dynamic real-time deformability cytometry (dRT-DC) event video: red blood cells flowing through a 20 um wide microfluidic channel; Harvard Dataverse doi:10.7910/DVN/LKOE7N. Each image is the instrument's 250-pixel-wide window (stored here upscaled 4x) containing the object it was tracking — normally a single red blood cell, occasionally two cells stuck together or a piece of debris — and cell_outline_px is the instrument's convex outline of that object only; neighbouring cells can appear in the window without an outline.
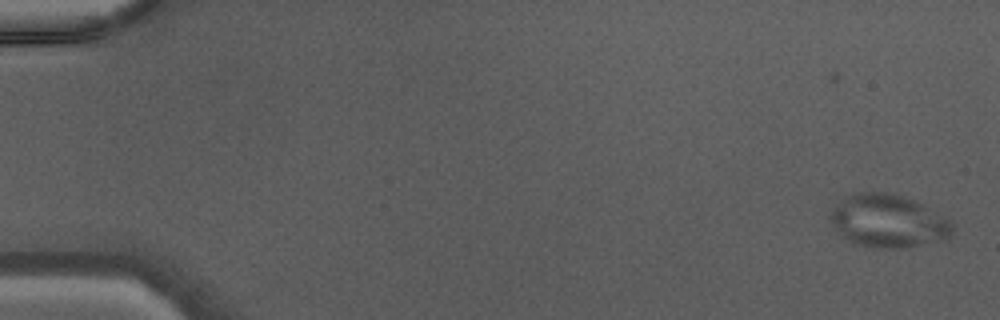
{"species": "Egyptian fruit bat (a non-hibernating species)", "species_latin": "Rousettus aegyptiacus", "temperature_condition": "warm", "stored_images_in_passage": 47, "camera_frame_rate_fps": 3000, "um_per_image_px": 0.085, "animal": {"sex": "male"}, "frame": {"image": 1, "passage_image": 2, "time_ms": 0.333, "image_size_px": [1000, 320], "cell_outline_px": [[952, 236], [948, 240], [904, 248], [876, 248], [860, 244], [848, 240], [828, 220], [828, 216], [852, 192], [884, 192], [916, 200], [948, 220], [952, 224]], "centroid_in_image_um": [75.54, 18.81], "position_along_channel_um": 9.5, "area_um2": 37.22}}
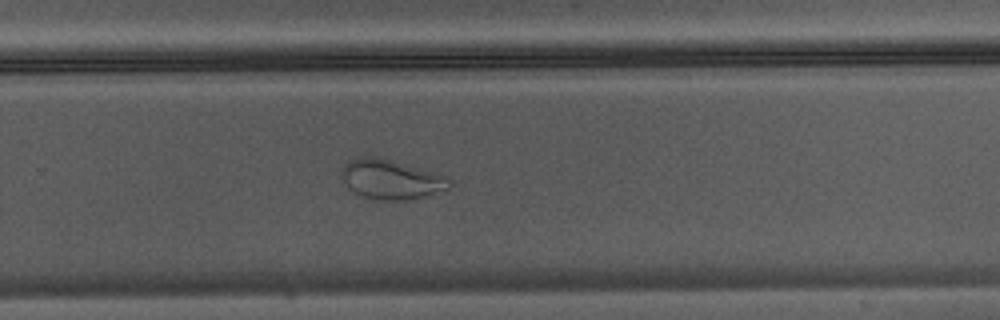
{"frame": {"image": 2, "passage_image": 32, "time_ms": 10.333, "image_size_px": [1000, 320], "cell_outline_px": [[452, 188], [412, 200], [376, 200], [364, 196], [348, 188], [340, 172], [344, 164], [348, 160], [360, 156], [376, 156], [392, 160], [448, 176], [452, 180]], "centroid_in_image_um": [33.28, 15.24], "position_along_channel_um": 296.5, "area_um2": 25.2}}
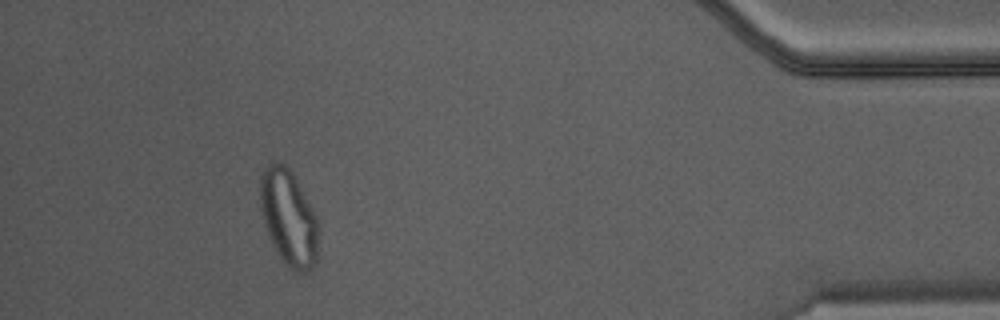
{"frame": {"image": 3, "passage_image": 43, "time_ms": 14.0, "image_size_px": [1000, 320], "cell_outline_px": [[316, 264], [308, 272], [296, 272], [288, 268], [272, 244], [264, 224], [260, 208], [260, 176], [268, 164], [272, 160], [280, 160], [292, 172], [316, 216]], "centroid_in_image_um": [24.49, 18.48], "position_along_channel_um": 410.7, "area_um2": 32.25}}